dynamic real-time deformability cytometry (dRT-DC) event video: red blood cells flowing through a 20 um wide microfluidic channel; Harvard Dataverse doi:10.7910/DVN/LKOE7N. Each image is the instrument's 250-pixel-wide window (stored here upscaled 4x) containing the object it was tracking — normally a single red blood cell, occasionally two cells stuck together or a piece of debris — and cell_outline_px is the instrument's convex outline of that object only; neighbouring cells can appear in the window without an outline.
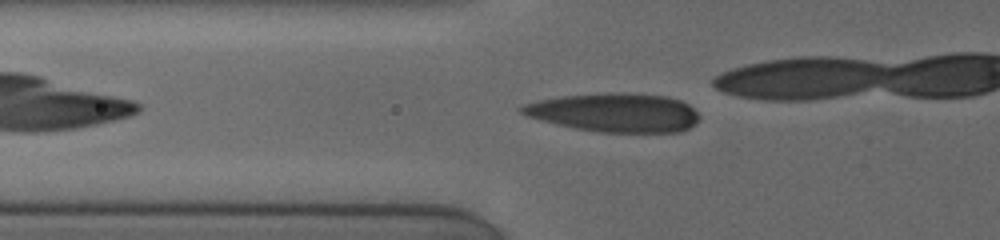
{"species": "human", "species_latin": "Homo sapiens", "temperature_condition": "cold", "stored_images_in_passage": 12, "camera_frame_rate_fps": 3000, "um_per_image_px": 0.085, "donor": {"sex": "female"}, "frame": {"image": 1, "passage_image": 7, "time_ms": 2.0, "image_size_px": [1000, 240], "cell_outline_px": [[700, 116], [696, 124], [680, 132], [596, 132], [556, 124], [540, 120], [528, 116], [520, 112], [520, 108], [524, 104], [536, 100], [560, 96], [668, 96], [680, 100], [688, 104]], "centroid_in_image_um": [52.25, 9.63], "position_along_channel_um": 73.5, "area_um2": 38.55}}